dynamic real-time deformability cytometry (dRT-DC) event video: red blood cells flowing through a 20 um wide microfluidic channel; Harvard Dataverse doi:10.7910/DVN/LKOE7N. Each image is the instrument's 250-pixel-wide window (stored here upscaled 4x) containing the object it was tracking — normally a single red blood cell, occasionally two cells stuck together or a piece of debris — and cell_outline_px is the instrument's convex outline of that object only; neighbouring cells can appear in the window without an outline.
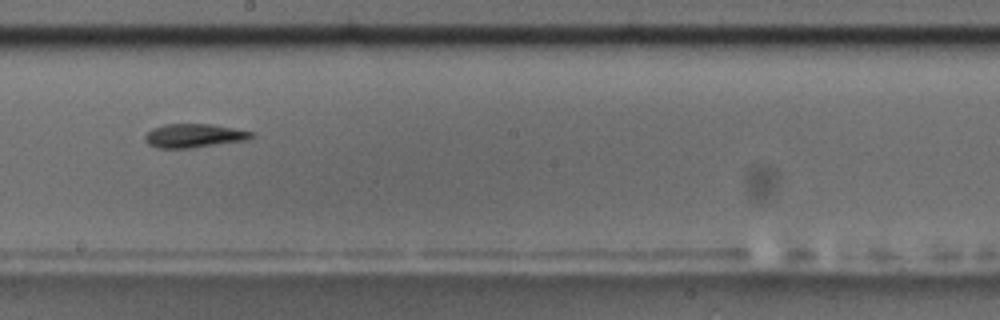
{"species": "common noctule bat (a hibernating species)", "species_latin": "Nyctalus noctula", "temperature_condition": "room temperature", "stored_images_in_passage": 16, "camera_frame_rate_fps": 3000, "um_per_image_px": 0.085, "animal": {"sex": "male", "body_mass_g": 17.5, "forearm_length_mm": 52.3}, "frame": {"image": 1, "passage_image": 10, "time_ms": 11.333, "image_size_px": [1000, 320], "cell_outline_px": [[252, 136], [248, 140], [192, 148], [156, 148], [148, 144], [144, 140], [144, 136], [152, 128], [164, 124], [212, 124], [252, 132]], "centroid_in_image_um": [16.44, 11.54], "position_along_channel_um": 231.8, "area_um2": 14.74}}
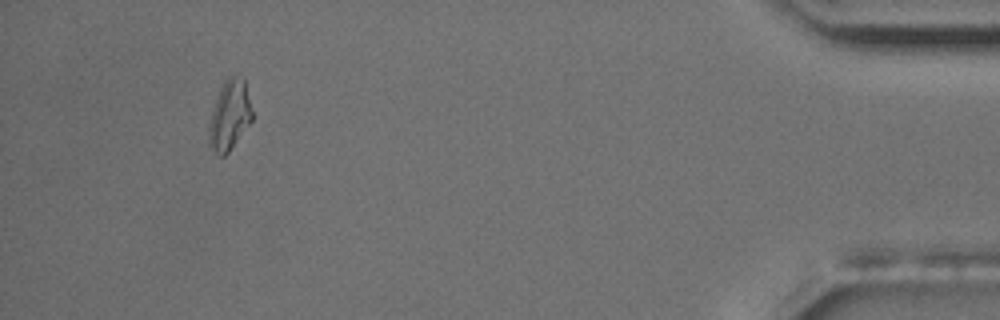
{"frame": {"image": 2, "passage_image": 16, "time_ms": 18.333, "image_size_px": [1000, 320], "cell_outline_px": [[252, 120], [228, 152], [224, 156], [220, 156], [208, 144], [208, 128], [212, 108], [216, 96], [224, 80], [228, 76], [232, 76], [244, 80], [252, 108]], "centroid_in_image_um": [19.49, 9.8], "position_along_channel_um": 415.7, "area_um2": 17.46}}